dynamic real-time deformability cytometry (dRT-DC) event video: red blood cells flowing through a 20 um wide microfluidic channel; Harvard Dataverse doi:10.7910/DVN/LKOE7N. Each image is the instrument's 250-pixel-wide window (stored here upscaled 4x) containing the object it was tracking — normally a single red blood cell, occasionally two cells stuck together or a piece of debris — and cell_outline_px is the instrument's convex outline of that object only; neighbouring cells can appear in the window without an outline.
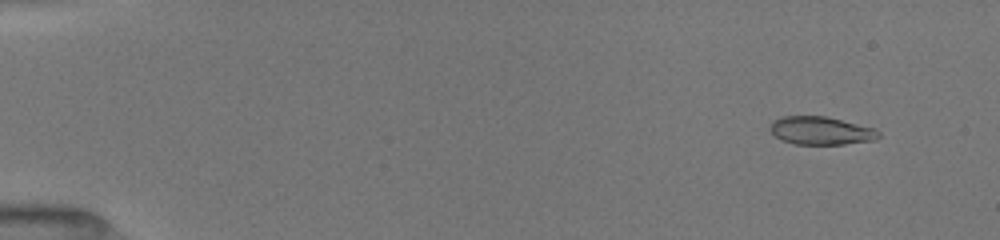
{"species": "common noctule bat (a hibernating species)", "species_latin": "Nyctalus noctula", "temperature_condition": "room temperature", "stored_images_in_passage": 27, "camera_frame_rate_fps": 3000, "um_per_image_px": 0.085, "animal": {"sex": "female", "body_mass_g": 19.5, "forearm_length_mm": 54.1}, "frame": {"image": 1, "passage_image": 2, "time_ms": 0.333, "image_size_px": [1000, 240], "cell_outline_px": [[880, 136], [876, 140], [844, 144], [796, 144], [784, 140], [776, 136], [768, 128], [772, 120], [780, 116], [828, 116], [876, 128], [880, 132]], "centroid_in_image_um": [69.81, 11.09], "position_along_channel_um": 15.2, "area_um2": 17.98}}
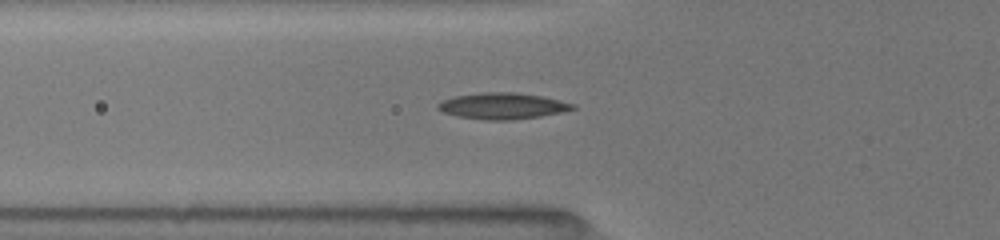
{"frame": {"image": 2, "passage_image": 17, "time_ms": 5.333, "image_size_px": [1000, 240], "cell_outline_px": [[576, 108], [564, 112], [540, 116], [508, 120], [484, 120], [456, 116], [444, 112], [436, 108], [436, 104], [452, 96], [480, 92], [516, 92], [540, 96], [560, 100], [576, 104]], "centroid_in_image_um": [42.7, 9.0], "position_along_channel_um": 83.1, "area_um2": 20.75}}
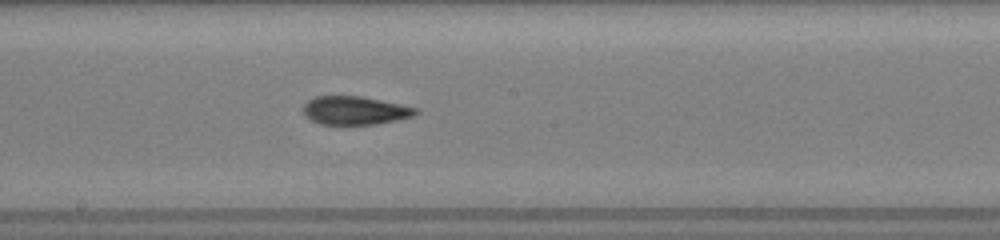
{"frame": {"image": 3, "passage_image": 27, "time_ms": 8.667, "image_size_px": [1000, 240], "cell_outline_px": [[420, 112], [412, 116], [396, 120], [376, 124], [320, 124], [304, 116], [304, 104], [308, 100], [316, 96], [360, 96], [420, 108]], "centroid_in_image_um": [30.18, 9.39], "position_along_channel_um": 218.0, "area_um2": 18.55}}